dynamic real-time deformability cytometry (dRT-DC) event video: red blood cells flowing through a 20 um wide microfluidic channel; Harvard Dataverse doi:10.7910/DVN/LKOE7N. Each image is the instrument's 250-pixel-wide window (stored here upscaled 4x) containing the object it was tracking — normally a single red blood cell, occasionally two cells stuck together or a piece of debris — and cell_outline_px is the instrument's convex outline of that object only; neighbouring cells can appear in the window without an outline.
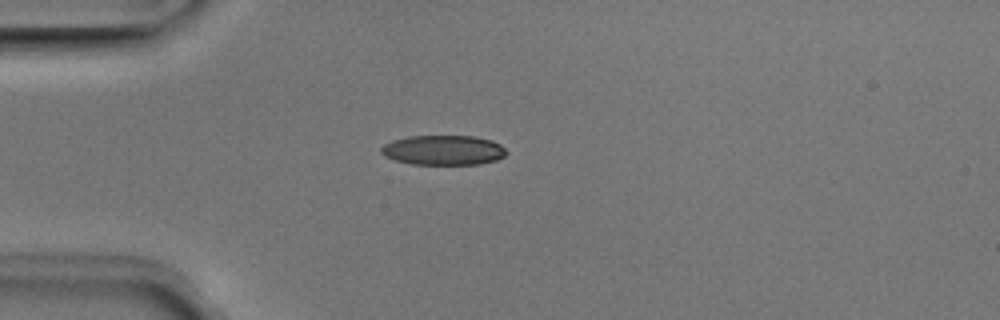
{"species": "Egyptian fruit bat (a non-hibernating species)", "species_latin": "Rousettus aegyptiacus", "temperature_condition": "room temperature", "stored_images_in_passage": 38, "camera_frame_rate_fps": 3000, "um_per_image_px": 0.085, "animal": {"sex": "male"}, "frame": {"image": 1, "passage_image": 1, "time_ms": 0.0, "image_size_px": [1000, 320], "cell_outline_px": [[508, 152], [504, 156], [496, 160], [480, 164], [412, 164], [396, 160], [384, 156], [380, 152], [380, 148], [384, 144], [392, 140], [408, 136], [472, 136], [492, 140], [500, 144]], "centroid_in_image_um": [37.68, 12.76], "position_along_channel_um": 47.3, "area_um2": 21.79}}
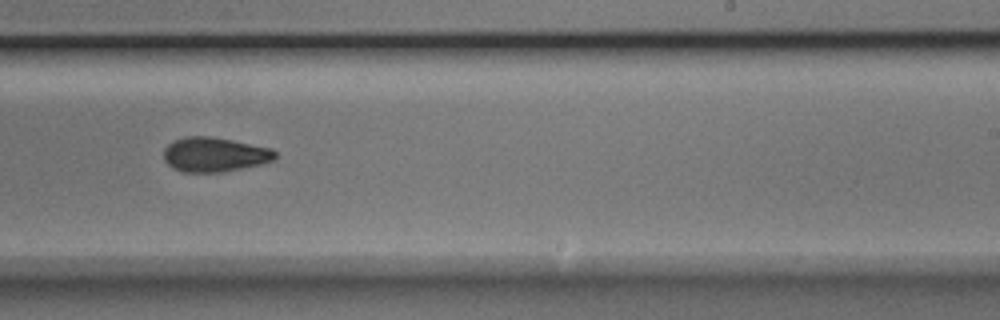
{"frame": {"image": 2, "passage_image": 19, "time_ms": 6.0, "image_size_px": [1000, 320], "cell_outline_px": [[276, 160], [260, 164], [224, 172], [184, 172], [172, 168], [164, 160], [164, 148], [172, 140], [184, 136], [208, 136], [232, 140], [272, 148], [276, 152]], "centroid_in_image_um": [18.23, 13.13], "position_along_channel_um": 270.8, "area_um2": 22.6}}
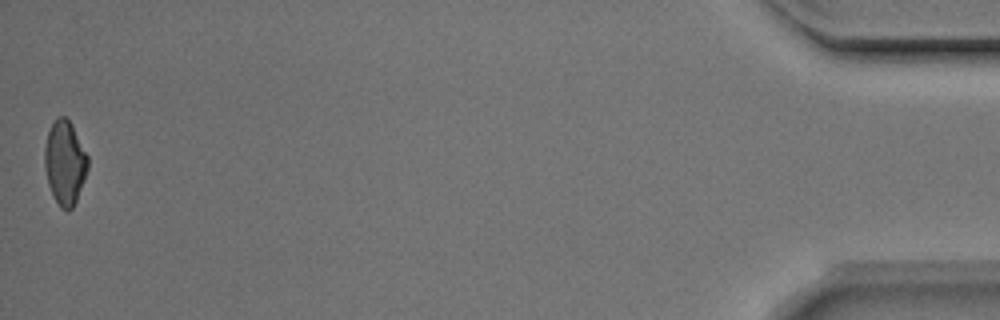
{"frame": {"image": 3, "passage_image": 38, "time_ms": 12.333, "image_size_px": [1000, 320], "cell_outline_px": [[88, 168], [84, 180], [76, 200], [72, 208], [68, 212], [60, 208], [52, 196], [48, 184], [44, 168], [44, 148], [48, 132], [56, 116], [64, 116], [72, 124], [88, 156]], "centroid_in_image_um": [5.5, 13.84], "position_along_channel_um": 429.7, "area_um2": 21.33}, "authors_computed_cell_mechanics": {"area_um2": 22.1374, "velocity_mm_per_s": 3.9904, "shape_relaxation_time_tau1_ms": 4.3172, "shape_relaxation_time_tau2_ms": 3.2508, "deformation_change_tau1": 0.1358, "deformation_change_tau2": 0.0964}}